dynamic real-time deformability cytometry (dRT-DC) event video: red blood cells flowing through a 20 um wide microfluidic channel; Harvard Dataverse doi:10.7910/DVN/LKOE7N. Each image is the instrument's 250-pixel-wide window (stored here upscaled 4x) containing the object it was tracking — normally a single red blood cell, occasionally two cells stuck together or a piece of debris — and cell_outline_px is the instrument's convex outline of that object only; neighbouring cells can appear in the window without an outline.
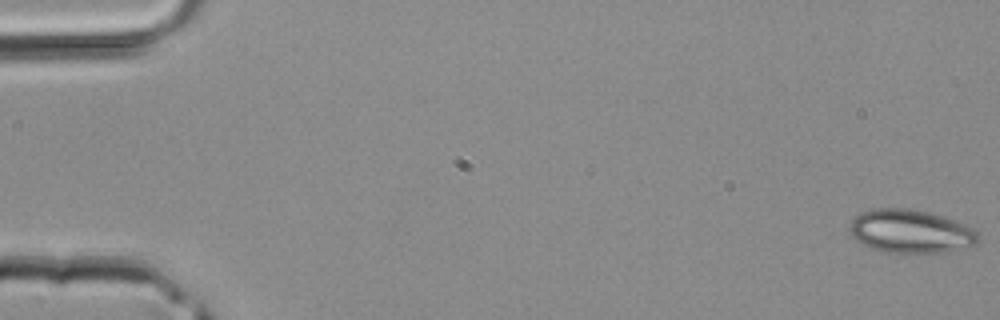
{"species": "common noctule bat (a hibernating species)", "species_latin": "Nyctalus noctula", "temperature_condition": "room temperature", "stored_images_in_passage": 43, "camera_frame_rate_fps": 3000, "um_per_image_px": 0.085, "animal": {"sex": "male", "body_mass_g": 20.4}, "frame": {"image": 1, "passage_image": 1, "time_ms": 0.0, "image_size_px": [1000, 320], "cell_outline_px": [[980, 240], [976, 244], [940, 252], [880, 252], [856, 240], [852, 236], [848, 228], [852, 220], [860, 212], [872, 208], [908, 208], [928, 212], [964, 224], [972, 228], [980, 236]], "centroid_in_image_um": [77.35, 19.65], "position_along_channel_um": 7.7, "area_um2": 32.19}}
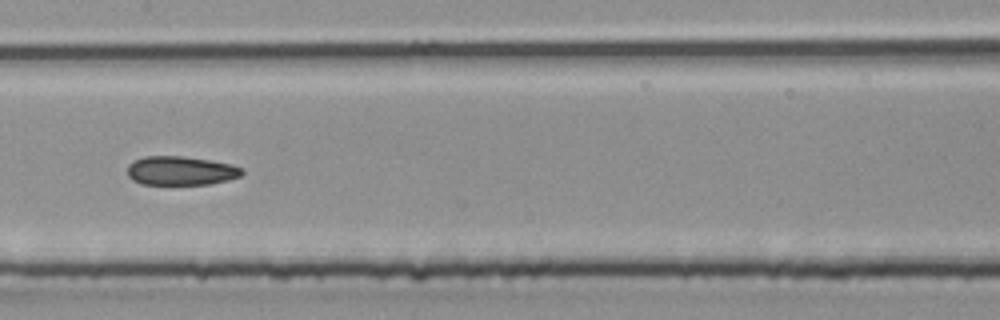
{"frame": {"image": 2, "passage_image": 22, "time_ms": 7.0, "image_size_px": [1000, 320], "cell_outline_px": [[244, 172], [240, 176], [228, 180], [212, 184], [140, 184], [132, 180], [128, 176], [128, 164], [132, 160], [144, 156], [180, 156], [208, 160], [228, 164], [240, 168]], "centroid_in_image_um": [15.3, 14.51], "position_along_channel_um": 192.1, "area_um2": 19.25}}
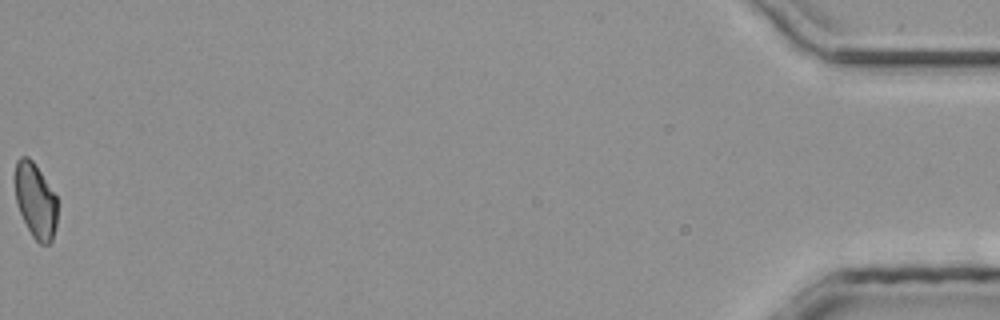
{"frame": {"image": 3, "passage_image": 43, "time_ms": 14.0, "image_size_px": [1000, 320], "cell_outline_px": [[56, 224], [52, 240], [48, 244], [40, 244], [32, 236], [16, 204], [16, 160], [20, 156], [28, 156], [32, 160], [56, 196]], "centroid_in_image_um": [3.01, 17.06], "position_along_channel_um": 432.2, "area_um2": 18.09}}